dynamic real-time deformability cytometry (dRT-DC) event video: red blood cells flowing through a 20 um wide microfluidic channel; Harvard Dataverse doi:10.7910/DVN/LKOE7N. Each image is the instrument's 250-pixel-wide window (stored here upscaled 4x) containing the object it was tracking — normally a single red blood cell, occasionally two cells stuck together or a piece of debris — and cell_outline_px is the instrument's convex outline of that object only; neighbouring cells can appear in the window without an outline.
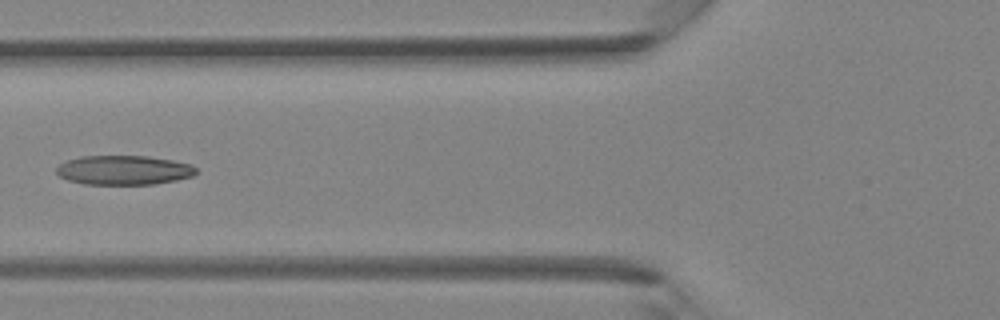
{"species": "Egyptian fruit bat (a non-hibernating species)", "species_latin": "Rousettus aegyptiacus", "temperature_condition": "room temperature", "stored_images_in_passage": 17, "camera_frame_rate_fps": 3000, "um_per_image_px": 0.085, "animal": {"sex": "female"}, "frame": {"image": 1, "passage_image": 8, "time_ms": 2.333, "image_size_px": [1000, 320], "cell_outline_px": [[196, 172], [192, 176], [176, 180], [152, 184], [84, 184], [68, 180], [60, 176], [56, 172], [56, 168], [60, 164], [68, 160], [84, 156], [148, 156], [172, 160], [192, 164], [196, 168]], "centroid_in_image_um": [10.53, 14.46], "position_along_channel_um": 115.3, "area_um2": 23.76}}
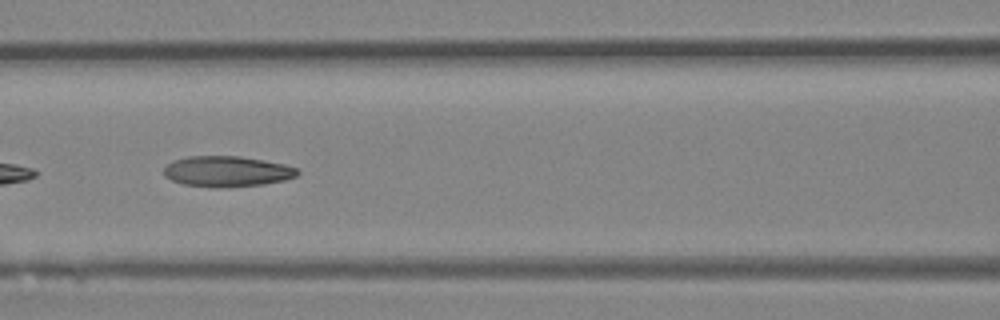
{"frame": {"image": 2, "passage_image": 10, "time_ms": 3.0, "image_size_px": [1000, 320], "cell_outline_px": [[300, 172], [296, 176], [284, 180], [264, 184], [224, 188], [212, 188], [184, 184], [172, 180], [164, 176], [164, 168], [172, 160], [188, 156], [240, 156], [264, 160], [284, 164], [296, 168]], "centroid_in_image_um": [19.28, 14.57], "position_along_channel_um": 147.3, "area_um2": 24.04}}
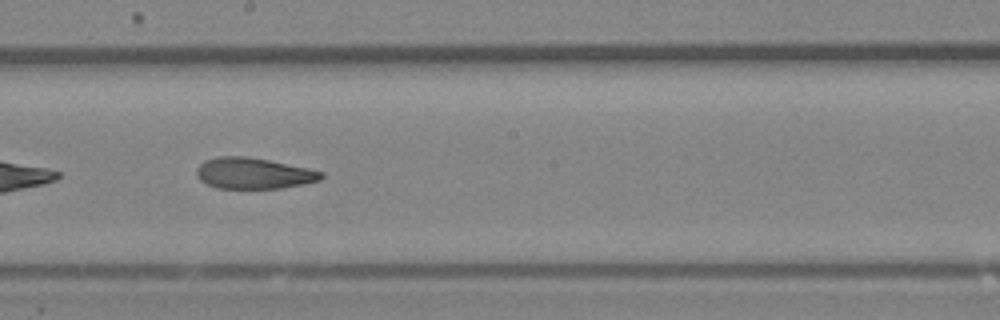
{"frame": {"image": 3, "passage_image": 15, "time_ms": 4.667, "image_size_px": [1000, 320], "cell_outline_px": [[324, 176], [320, 180], [304, 184], [280, 188], [216, 188], [200, 180], [196, 176], [196, 168], [204, 160], [216, 156], [244, 156], [268, 160], [308, 168], [324, 172]], "centroid_in_image_um": [21.53, 14.73], "position_along_channel_um": 226.7, "area_um2": 22.6}}